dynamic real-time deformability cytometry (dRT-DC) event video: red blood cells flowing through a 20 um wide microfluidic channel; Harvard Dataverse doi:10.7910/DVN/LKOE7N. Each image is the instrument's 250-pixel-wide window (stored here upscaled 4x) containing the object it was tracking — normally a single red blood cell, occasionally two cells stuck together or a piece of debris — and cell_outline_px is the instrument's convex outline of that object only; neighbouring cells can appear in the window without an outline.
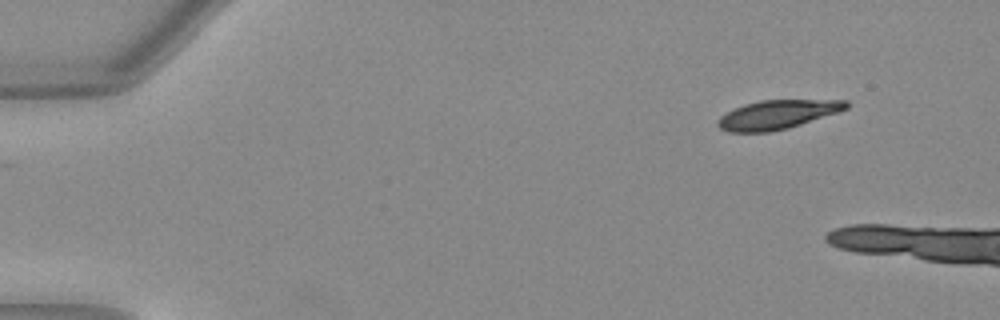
{"species": "Egyptian fruit bat (a non-hibernating species)", "species_latin": "Rousettus aegyptiacus", "temperature_condition": "warm", "stored_images_in_passage": 9, "camera_frame_rate_fps": 3000, "um_per_image_px": 0.085, "animal": {"sex": "female"}, "frame": {"image": 1, "passage_image": 1, "time_ms": 0.0, "image_size_px": [1000, 320], "cell_outline_px": [[848, 108], [788, 128], [768, 132], [728, 132], [720, 128], [716, 124], [716, 120], [720, 116], [744, 104], [760, 100], [848, 100]], "centroid_in_image_um": [66.03, 9.74], "position_along_channel_um": 19.0, "area_um2": 21.39}}